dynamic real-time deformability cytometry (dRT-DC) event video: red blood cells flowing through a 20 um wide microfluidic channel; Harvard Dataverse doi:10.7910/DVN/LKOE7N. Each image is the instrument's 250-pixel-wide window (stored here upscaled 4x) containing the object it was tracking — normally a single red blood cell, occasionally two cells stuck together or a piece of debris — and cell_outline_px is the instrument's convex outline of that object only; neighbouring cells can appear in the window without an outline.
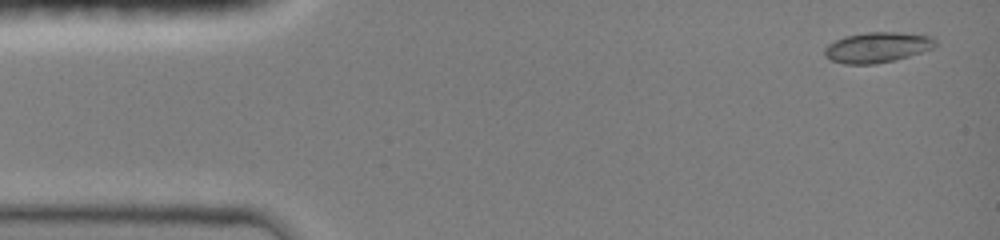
{"species": "common noctule bat (a hibernating species)", "species_latin": "Nyctalus noctula", "temperature_condition": "room temperature", "stored_images_in_passage": 46, "camera_frame_rate_fps": 3000, "um_per_image_px": 0.085, "animal": {"sex": "female", "body_mass_g": 19.0, "forearm_length_mm": 51.5}, "frame": {"image": 1, "passage_image": 2, "time_ms": 0.333, "image_size_px": [1000, 240], "cell_outline_px": [[936, 44], [932, 48], [908, 56], [876, 64], [844, 64], [832, 60], [824, 56], [824, 48], [828, 44], [844, 36], [868, 32], [896, 32], [928, 36], [936, 40]], "centroid_in_image_um": [74.51, 4.02], "position_along_channel_um": 10.5, "area_um2": 19.36}}
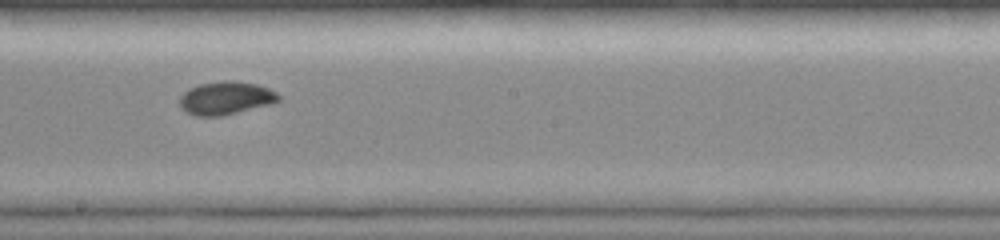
{"frame": {"image": 2, "passage_image": 26, "time_ms": 8.333, "image_size_px": [1000, 240], "cell_outline_px": [[280, 100], [268, 104], [220, 116], [196, 116], [180, 108], [180, 96], [188, 88], [200, 84], [228, 80], [236, 80], [256, 84], [268, 88], [276, 92], [280, 96]], "centroid_in_image_um": [19.16, 8.32], "position_along_channel_um": 229.0, "area_um2": 18.84}}
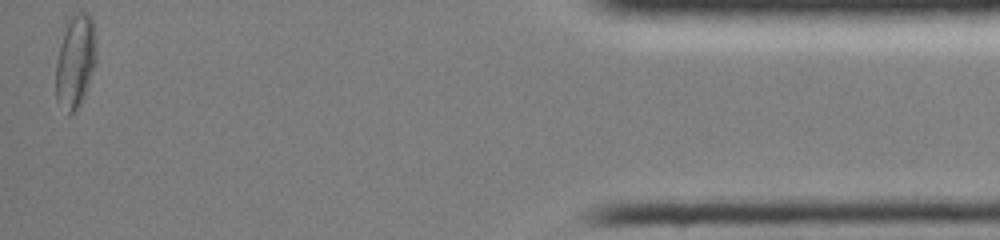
{"frame": {"image": 3, "passage_image": 46, "time_ms": 15.0, "image_size_px": [1000, 240], "cell_outline_px": [[96, 64], [84, 96], [80, 104], [68, 116], [56, 100], [56, 60], [60, 44], [68, 16], [76, 12], [84, 12], [92, 20], [96, 40]], "centroid_in_image_um": [6.4, 5.21], "position_along_channel_um": 428.8, "area_um2": 22.2}, "authors_computed_cell_mechanics": {"area_um2": 18.5827, "velocity_mm_per_s": 4.0541, "shape_relaxation_time_tau1_ms": 6.3201, "shape_relaxation_time_tau2_ms": null, "deformation_change_tau1": 0.177, "deformation_change_tau2": null}}